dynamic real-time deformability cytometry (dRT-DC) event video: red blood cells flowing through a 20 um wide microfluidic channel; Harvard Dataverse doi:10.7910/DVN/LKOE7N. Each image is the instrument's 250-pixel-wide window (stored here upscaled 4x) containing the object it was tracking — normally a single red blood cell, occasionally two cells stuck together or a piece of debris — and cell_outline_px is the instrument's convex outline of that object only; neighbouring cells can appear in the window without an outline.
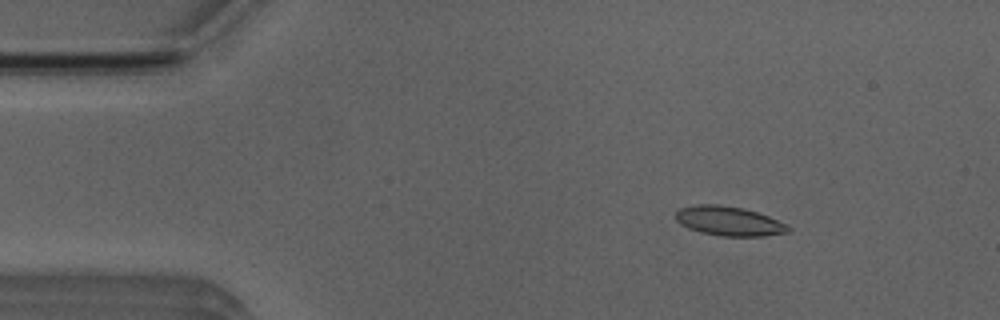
{"species": "Egyptian fruit bat (a non-hibernating species)", "species_latin": "Rousettus aegyptiacus", "temperature_condition": "room temperature", "stored_images_in_passage": 4, "camera_frame_rate_fps": 3000, "um_per_image_px": 0.085, "animal": {"sex": "male"}, "frame": {"image": 1, "passage_image": 2, "time_ms": 2.0, "image_size_px": [1000, 320], "cell_outline_px": [[792, 228], [788, 232], [764, 236], [720, 236], [700, 232], [688, 228], [680, 224], [676, 220], [676, 212], [680, 208], [696, 204], [720, 204], [744, 208], [768, 216], [788, 224]], "centroid_in_image_um": [61.96, 18.79], "position_along_channel_um": 23.0, "area_um2": 19.42}}